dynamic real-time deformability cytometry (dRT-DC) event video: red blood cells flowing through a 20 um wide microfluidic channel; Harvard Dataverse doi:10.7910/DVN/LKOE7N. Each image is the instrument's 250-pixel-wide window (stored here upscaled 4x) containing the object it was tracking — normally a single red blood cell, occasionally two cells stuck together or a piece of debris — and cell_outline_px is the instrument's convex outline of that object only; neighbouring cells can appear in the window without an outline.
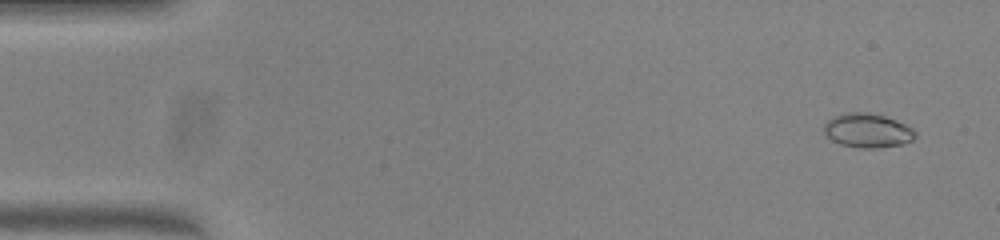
{"species": "common noctule bat (a hibernating species)", "species_latin": "Nyctalus noctula", "temperature_condition": "warm", "stored_images_in_passage": 51, "camera_frame_rate_fps": 3000, "um_per_image_px": 0.085, "animal": {"sex": "female", "body_mass_g": 23.0, "forearm_length_mm": 53.4}, "frame": {"image": 1, "passage_image": 3, "time_ms": 0.667, "image_size_px": [1000, 240], "cell_outline_px": [[916, 136], [912, 140], [900, 144], [880, 148], [860, 148], [840, 144], [832, 140], [824, 132], [824, 124], [832, 116], [848, 112], [868, 112], [884, 116], [896, 120], [912, 128], [916, 132]], "centroid_in_image_um": [73.73, 11.09], "position_along_channel_um": 11.3, "area_um2": 18.15}}
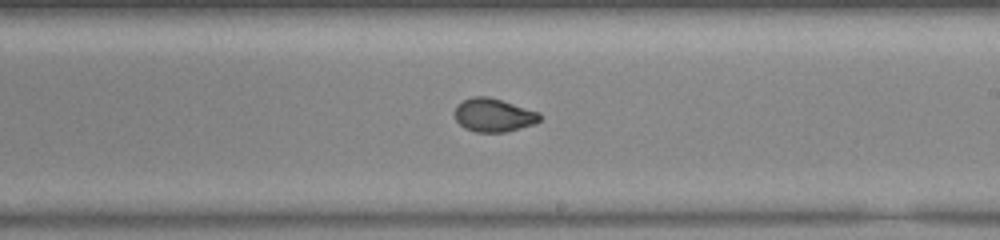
{"frame": {"image": 2, "passage_image": 30, "time_ms": 9.667, "image_size_px": [1000, 240], "cell_outline_px": [[540, 120], [532, 124], [520, 128], [504, 132], [476, 132], [464, 128], [456, 120], [456, 104], [472, 96], [488, 96], [540, 112]], "centroid_in_image_um": [41.94, 9.78], "position_along_channel_um": 247.1, "area_um2": 16.42}}
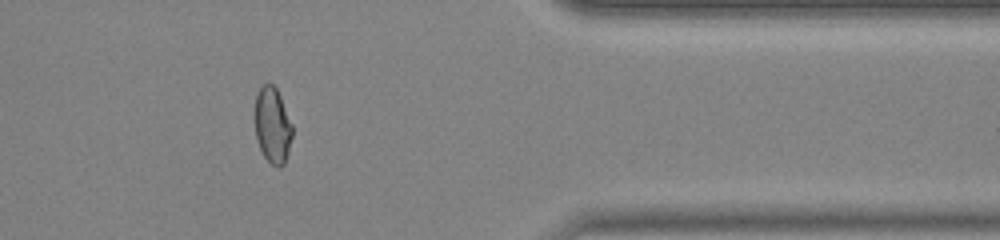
{"frame": {"image": 3, "passage_image": 42, "time_ms": 13.667, "image_size_px": [1000, 240], "cell_outline_px": [[292, 136], [288, 152], [284, 164], [272, 164], [264, 156], [256, 140], [256, 96], [260, 88], [264, 84], [272, 84], [276, 88], [280, 96], [292, 124]], "centroid_in_image_um": [23.17, 10.64], "position_along_channel_um": 388.2, "area_um2": 16.07}}